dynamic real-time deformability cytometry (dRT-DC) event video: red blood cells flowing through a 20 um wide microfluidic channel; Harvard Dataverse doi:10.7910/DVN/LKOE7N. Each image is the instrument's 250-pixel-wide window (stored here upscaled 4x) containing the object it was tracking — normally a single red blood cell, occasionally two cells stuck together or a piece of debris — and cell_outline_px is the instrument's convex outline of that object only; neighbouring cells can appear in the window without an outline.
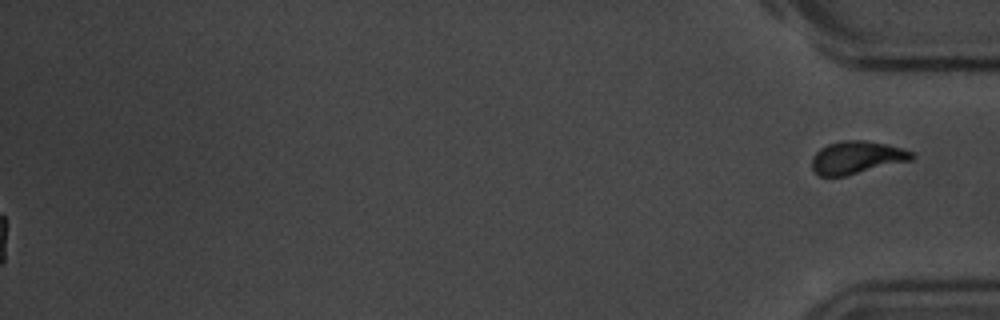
{"species": "common noctule bat (a hibernating species)", "species_latin": "Nyctalus noctula", "temperature_condition": "room temperature", "stored_images_in_passage": 52, "segment_of_instrument_passage": [2, 2], "camera_frame_rate_fps": 3000, "um_per_image_px": 0.085, "animal": {"sex": "male", "body_mass_g": 20.1, "forearm_length_mm": 53.5}, "frame": {"image": 1, "passage_image": 52, "time_ms": 17.0, "image_size_px": [1000, 320], "cell_outline_px": [[916, 156], [912, 160], [844, 176], [820, 176], [812, 168], [812, 156], [820, 148], [828, 144], [840, 140], [864, 140], [888, 144], [912, 152]], "centroid_in_image_um": [72.82, 13.37], "position_along_channel_um": 362.4, "area_um2": 19.02}}